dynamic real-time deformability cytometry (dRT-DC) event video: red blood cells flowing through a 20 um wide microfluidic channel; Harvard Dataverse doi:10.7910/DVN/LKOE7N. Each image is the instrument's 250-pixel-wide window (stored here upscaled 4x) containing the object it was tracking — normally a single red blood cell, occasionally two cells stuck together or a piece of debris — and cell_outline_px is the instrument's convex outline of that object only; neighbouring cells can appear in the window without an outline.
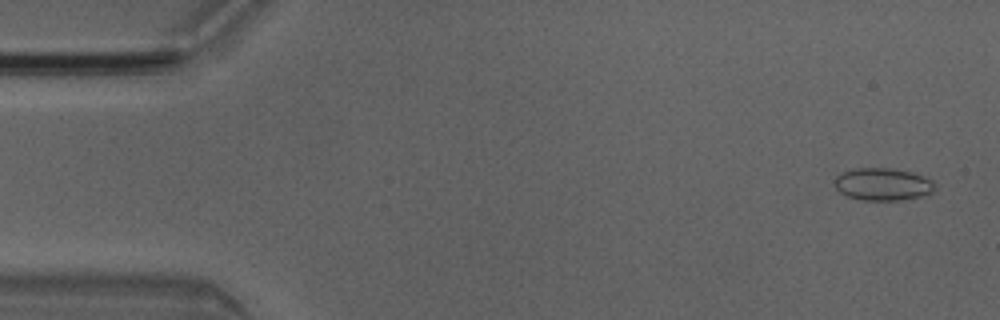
{"species": "Egyptian fruit bat (a non-hibernating species)", "species_latin": "Rousettus aegyptiacus", "temperature_condition": "room temperature", "stored_images_in_passage": 5, "camera_frame_rate_fps": 3000, "um_per_image_px": 0.085, "animal": {"sex": "male"}, "frame": {"image": 1, "passage_image": 1, "time_ms": 0.0, "image_size_px": [1000, 320], "cell_outline_px": [[936, 188], [932, 192], [920, 196], [900, 200], [860, 200], [848, 196], [840, 192], [836, 188], [836, 176], [852, 168], [892, 168], [912, 172], [924, 176], [932, 180]], "centroid_in_image_um": [75.05, 15.65], "position_along_channel_um": 9.9, "area_um2": 18.9}}